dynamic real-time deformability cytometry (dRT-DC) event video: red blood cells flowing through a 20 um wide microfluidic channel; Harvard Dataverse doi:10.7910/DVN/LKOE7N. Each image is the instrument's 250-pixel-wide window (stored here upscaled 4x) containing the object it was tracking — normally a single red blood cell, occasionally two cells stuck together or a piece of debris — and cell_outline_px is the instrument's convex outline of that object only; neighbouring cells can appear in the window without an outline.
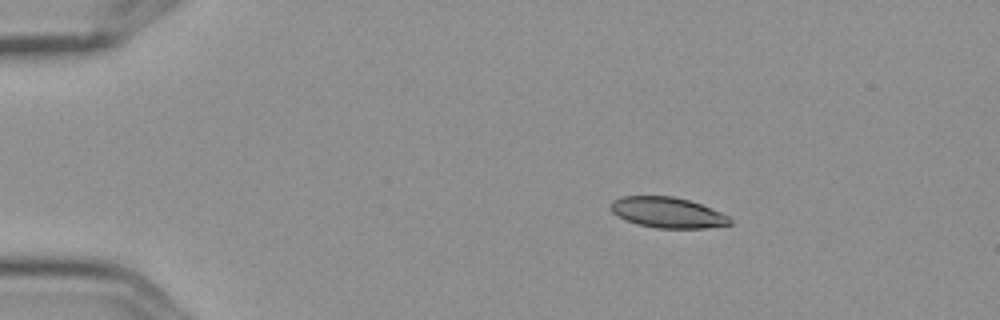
{"species": "Egyptian fruit bat (a non-hibernating species)", "species_latin": "Rousettus aegyptiacus", "temperature_condition": "cold", "stored_images_in_passage": 5, "camera_frame_rate_fps": 3000, "um_per_image_px": 0.085, "frame": {"image": 1, "passage_image": 2, "time_ms": 0.333, "image_size_px": [1000, 320], "cell_outline_px": [[732, 224], [704, 228], [656, 228], [636, 224], [612, 212], [612, 200], [620, 196], [672, 196], [688, 200], [712, 208], [728, 216], [732, 220]], "centroid_in_image_um": [56.76, 18.06], "position_along_channel_um": 28.2, "area_um2": 21.1}}
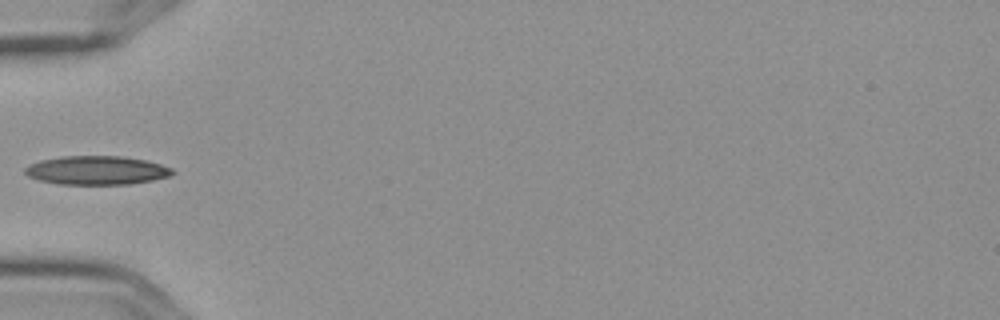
{"frame": {"image": 2, "passage_image": 5, "time_ms": 1.333, "image_size_px": [1000, 320], "cell_outline_px": [[176, 172], [168, 176], [152, 180], [132, 184], [56, 184], [36, 180], [28, 176], [24, 172], [24, 168], [28, 164], [40, 160], [60, 156], [120, 156], [144, 160], [160, 164], [172, 168]], "centroid_in_image_um": [8.16, 14.48], "position_along_channel_um": 76.8, "area_um2": 24.85}}